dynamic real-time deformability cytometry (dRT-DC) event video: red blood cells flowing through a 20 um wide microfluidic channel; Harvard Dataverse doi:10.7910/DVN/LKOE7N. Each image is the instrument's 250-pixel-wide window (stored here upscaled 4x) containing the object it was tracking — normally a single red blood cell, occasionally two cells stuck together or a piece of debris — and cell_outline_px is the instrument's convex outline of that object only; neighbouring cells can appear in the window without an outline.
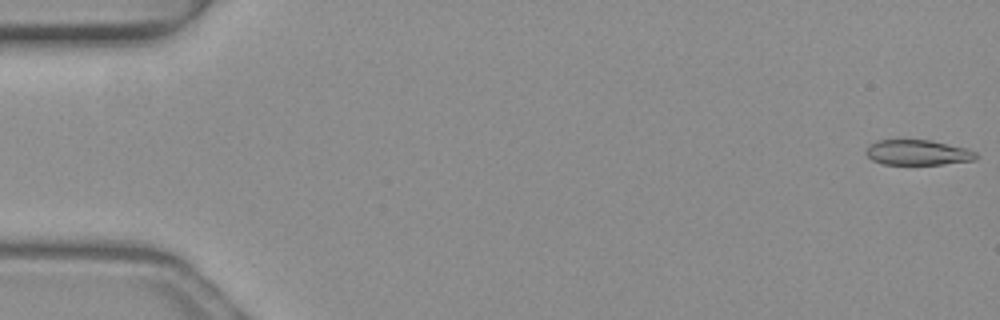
{"species": "common noctule bat (a hibernating species)", "species_latin": "Nyctalus noctula", "temperature_condition": "warm", "stored_images_in_passage": 16, "camera_frame_rate_fps": 3000, "um_per_image_px": 0.085, "animal": {"sex": "female", "body_mass_g": 19.3, "forearm_length_mm": 54.1}, "frame": {"image": 1, "passage_image": 1, "time_ms": 0.0, "image_size_px": [1000, 320], "cell_outline_px": [[976, 160], [944, 164], [884, 164], [872, 160], [864, 152], [868, 144], [876, 140], [932, 140], [964, 148], [976, 152]], "centroid_in_image_um": [77.96, 12.96], "position_along_channel_um": 7.0, "area_um2": 16.18}}
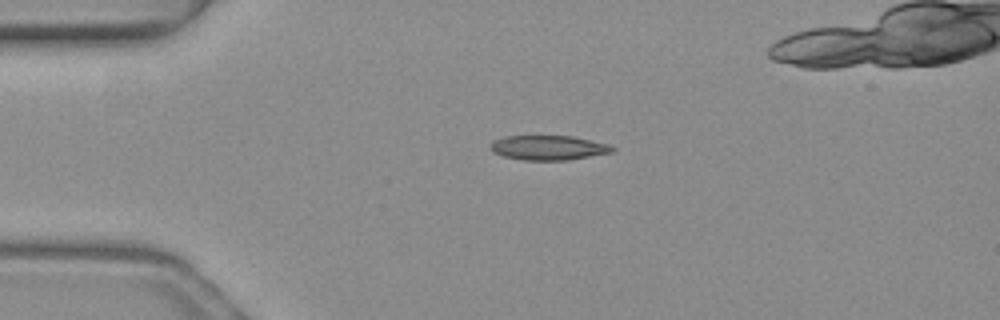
{"frame": {"image": 2, "passage_image": 12, "time_ms": 3.667, "image_size_px": [1000, 320], "cell_outline_px": [[616, 148], [612, 152], [568, 160], [524, 160], [504, 156], [492, 152], [488, 148], [488, 144], [492, 140], [504, 136], [572, 136], [608, 144]], "centroid_in_image_um": [46.55, 12.55], "position_along_channel_um": 38.5, "area_um2": 17.57}}